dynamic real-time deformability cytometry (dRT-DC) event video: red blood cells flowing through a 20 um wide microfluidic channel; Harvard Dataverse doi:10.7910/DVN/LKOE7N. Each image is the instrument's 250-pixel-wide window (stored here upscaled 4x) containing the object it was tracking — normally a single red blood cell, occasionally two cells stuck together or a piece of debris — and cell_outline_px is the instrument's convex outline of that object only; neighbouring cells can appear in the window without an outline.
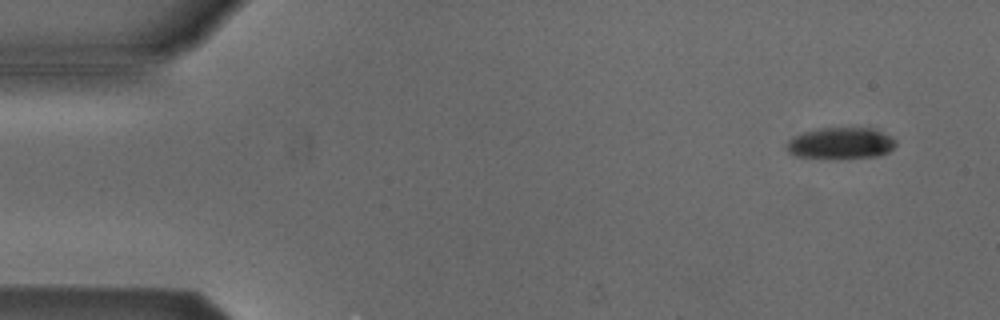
{"species": "Egyptian fruit bat (a non-hibernating species)", "species_latin": "Rousettus aegyptiacus", "temperature_condition": "cold", "stored_images_in_passage": 4, "camera_frame_rate_fps": 3000, "um_per_image_px": 0.085, "animal": {"sex": "male"}, "frame": {"image": 1, "passage_image": 1, "time_ms": 0.0, "image_size_px": [1000, 320], "cell_outline_px": [[896, 144], [888, 152], [876, 156], [836, 160], [828, 160], [796, 156], [788, 152], [784, 148], [788, 140], [792, 136], [804, 132], [820, 128], [876, 128], [896, 140]], "centroid_in_image_um": [71.41, 12.2], "position_along_channel_um": 13.6, "area_um2": 20.63}}
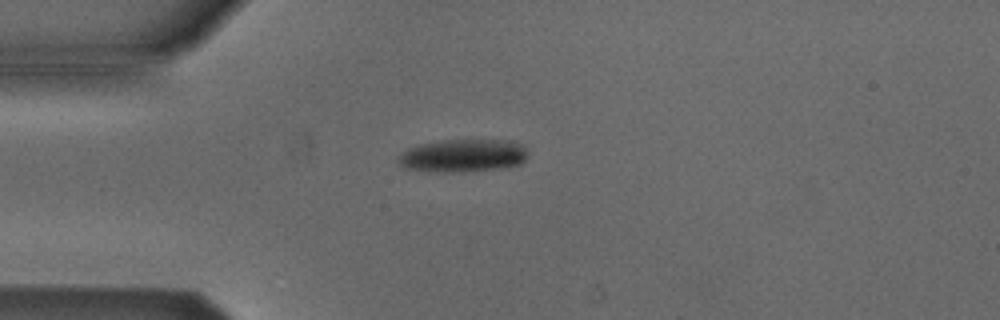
{"frame": {"image": 2, "passage_image": 4, "time_ms": 3.333, "image_size_px": [1000, 320], "cell_outline_px": [[528, 156], [520, 164], [500, 168], [460, 172], [428, 172], [400, 168], [396, 160], [396, 156], [408, 148], [424, 144], [444, 140], [508, 140], [524, 144]], "centroid_in_image_um": [39.3, 13.24], "position_along_channel_um": 45.7, "area_um2": 25.2}}